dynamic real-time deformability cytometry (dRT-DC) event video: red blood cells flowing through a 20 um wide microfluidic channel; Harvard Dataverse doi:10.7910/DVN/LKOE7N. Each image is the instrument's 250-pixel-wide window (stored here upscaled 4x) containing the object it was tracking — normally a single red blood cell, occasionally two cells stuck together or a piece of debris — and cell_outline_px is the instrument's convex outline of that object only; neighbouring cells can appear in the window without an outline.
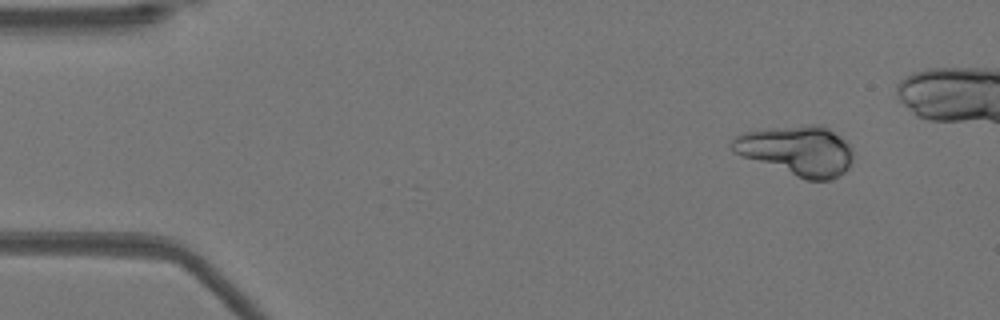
{"species": "Egyptian fruit bat (a non-hibernating species)", "species_latin": "Rousettus aegyptiacus", "temperature_condition": "warm", "stored_images_in_passage": 41, "camera_frame_rate_fps": 3000, "um_per_image_px": 0.085, "animal": {"sex": "female"}, "frame": {"image": 1, "passage_image": 1, "time_ms": 0.0, "image_size_px": [1000, 320], "cell_outline_px": [[852, 160], [848, 168], [844, 172], [828, 180], [804, 180], [740, 156], [732, 148], [732, 140], [736, 136], [744, 132], [768, 128], [808, 124], [820, 124], [828, 128], [844, 140], [852, 148]], "centroid_in_image_um": [67.74, 12.8], "position_along_channel_um": 17.3, "area_um2": 35.14}}